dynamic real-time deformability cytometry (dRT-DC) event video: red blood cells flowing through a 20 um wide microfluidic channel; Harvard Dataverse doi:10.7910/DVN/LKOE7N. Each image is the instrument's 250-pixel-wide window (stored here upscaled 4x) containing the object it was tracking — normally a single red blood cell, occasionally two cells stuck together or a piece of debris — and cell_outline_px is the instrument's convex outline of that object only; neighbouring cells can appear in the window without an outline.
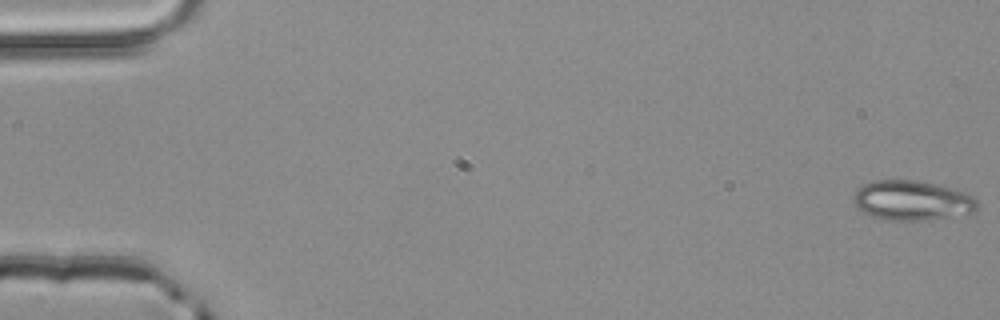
{"species": "common noctule bat (a hibernating species)", "species_latin": "Nyctalus noctula", "temperature_condition": "room temperature", "stored_images_in_passage": 4, "camera_frame_rate_fps": 3000, "um_per_image_px": 0.085, "animal": {"sex": "male", "body_mass_g": 20.4}, "frame": {"image": 1, "passage_image": 1, "time_ms": 0.0, "image_size_px": [1000, 320], "cell_outline_px": [[980, 208], [976, 212], [924, 220], [888, 220], [872, 216], [864, 212], [852, 200], [852, 196], [864, 184], [876, 180], [916, 180], [964, 192], [972, 196], [980, 204]], "centroid_in_image_um": [77.55, 17.05], "position_along_channel_um": 7.5, "area_um2": 28.32}}